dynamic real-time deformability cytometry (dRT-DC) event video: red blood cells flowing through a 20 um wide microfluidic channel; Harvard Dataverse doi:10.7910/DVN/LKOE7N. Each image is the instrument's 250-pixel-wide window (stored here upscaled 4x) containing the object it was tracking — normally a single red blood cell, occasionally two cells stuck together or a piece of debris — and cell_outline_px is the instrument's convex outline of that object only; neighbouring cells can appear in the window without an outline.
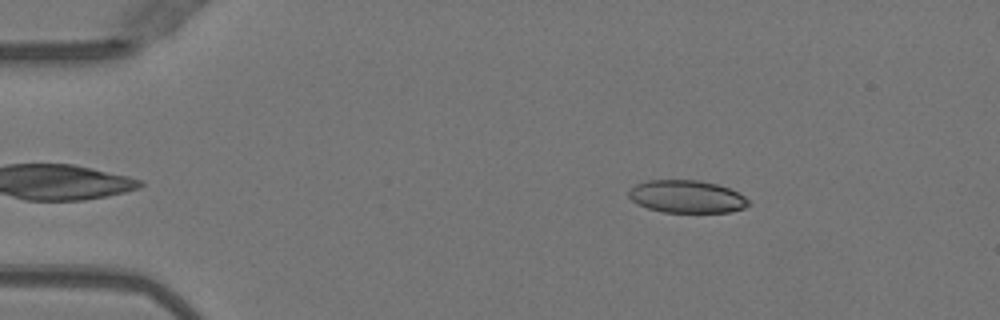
{"species": "Egyptian fruit bat (a non-hibernating species)", "species_latin": "Rousettus aegyptiacus", "temperature_condition": "warm", "stored_images_in_passage": 46, "camera_frame_rate_fps": 3000, "um_per_image_px": 0.085, "animal": {"sex": "female"}, "frame": {"image": 1, "passage_image": 4, "time_ms": 1.0, "image_size_px": [1000, 320], "cell_outline_px": [[752, 204], [744, 208], [728, 212], [664, 212], [648, 208], [636, 204], [628, 196], [628, 188], [636, 184], [648, 180], [700, 180], [716, 184], [728, 188], [744, 196]], "centroid_in_image_um": [58.34, 16.71], "position_along_channel_um": 26.7, "area_um2": 22.83}}
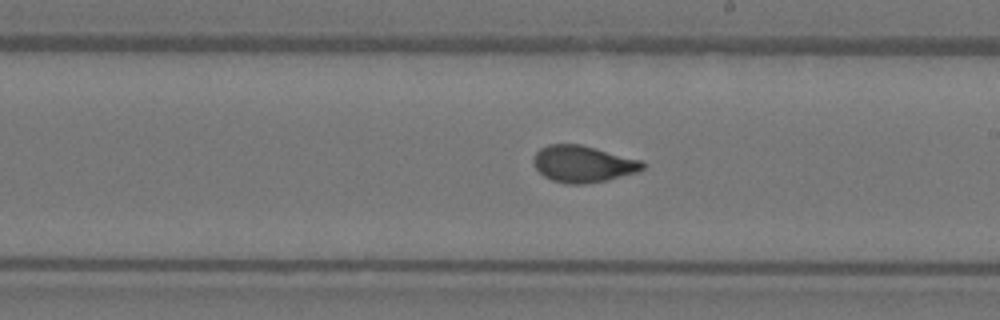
{"frame": {"image": 2, "passage_image": 25, "time_ms": 8.0, "image_size_px": [1000, 320], "cell_outline_px": [[644, 168], [636, 172], [604, 180], [584, 184], [568, 184], [552, 180], [544, 176], [532, 164], [532, 156], [540, 148], [548, 144], [580, 144], [596, 148], [640, 160], [644, 164]], "centroid_in_image_um": [49.48, 13.92], "position_along_channel_um": 239.5, "area_um2": 23.12}}
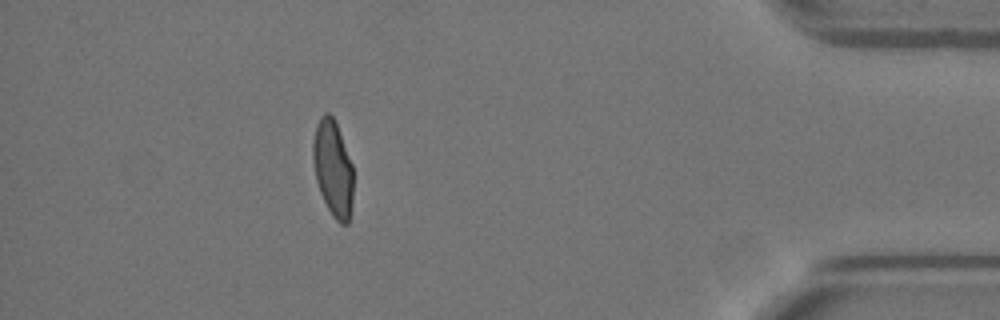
{"frame": {"image": 3, "passage_image": 41, "time_ms": 13.333, "image_size_px": [1000, 320], "cell_outline_px": [[352, 204], [348, 224], [340, 224], [332, 216], [320, 192], [316, 180], [312, 160], [312, 140], [316, 124], [320, 116], [324, 112], [328, 112], [332, 116], [336, 124], [352, 164]], "centroid_in_image_um": [28.27, 14.31], "position_along_channel_um": 406.9, "area_um2": 22.6}, "authors_computed_cell_mechanics": {"area_um2": 23.2356, "velocity_mm_per_s": 4.0332, "shape_relaxation_time_tau1_ms": null, "shape_relaxation_time_tau2_ms": 0.8522, "deformation_change_tau1": null, "deformation_change_tau2": 0.0593}}